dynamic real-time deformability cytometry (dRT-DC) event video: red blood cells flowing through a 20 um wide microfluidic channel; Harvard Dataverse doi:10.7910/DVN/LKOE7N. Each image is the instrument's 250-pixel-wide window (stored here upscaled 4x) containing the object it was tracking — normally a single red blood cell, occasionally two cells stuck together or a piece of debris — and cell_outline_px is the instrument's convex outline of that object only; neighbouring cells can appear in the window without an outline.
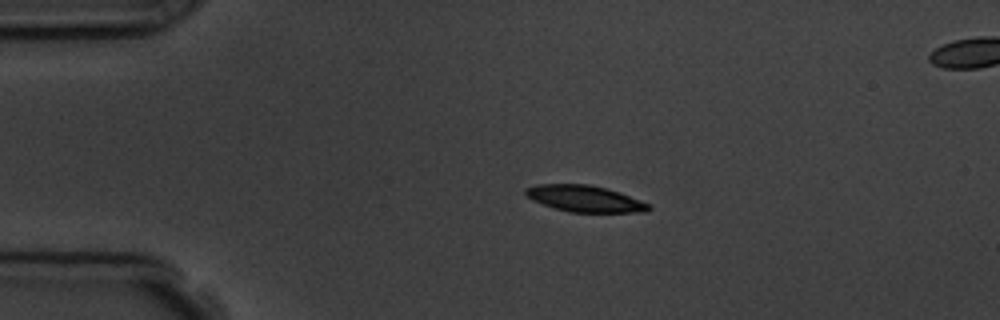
{"species": "common noctule bat (a hibernating species)", "species_latin": "Nyctalus noctula", "temperature_condition": "room temperature", "stored_images_in_passage": 5, "segment_of_instrument_passage": [1, 2], "camera_frame_rate_fps": 3000, "um_per_image_px": 0.085, "animal": {"sex": "male", "body_mass_g": 19.5, "forearm_length_mm": 54.6}, "frame": {"image": 1, "passage_image": 3, "time_ms": 2.333, "image_size_px": [1000, 320], "cell_outline_px": [[652, 208], [648, 212], [568, 212], [532, 200], [524, 196], [524, 188], [536, 184], [588, 184], [608, 188], [620, 192], [652, 204]], "centroid_in_image_um": [49.73, 16.88], "position_along_channel_um": 35.3, "area_um2": 19.25}}